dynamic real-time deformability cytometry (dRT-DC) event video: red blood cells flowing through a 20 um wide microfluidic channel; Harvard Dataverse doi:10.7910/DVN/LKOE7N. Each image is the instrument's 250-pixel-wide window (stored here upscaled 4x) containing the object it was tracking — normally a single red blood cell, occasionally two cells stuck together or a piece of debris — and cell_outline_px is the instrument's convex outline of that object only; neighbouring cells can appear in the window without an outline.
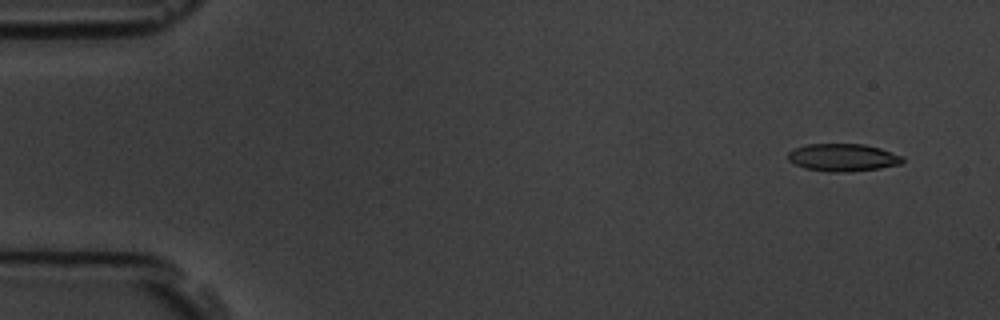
{"species": "common noctule bat (a hibernating species)", "species_latin": "Nyctalus noctula", "temperature_condition": "room temperature", "stored_images_in_passage": 5, "camera_frame_rate_fps": 3000, "um_per_image_px": 0.085, "animal": {"sex": "male", "body_mass_g": 19.5, "forearm_length_mm": 54.6}, "frame": {"image": 1, "passage_image": 1, "time_ms": 0.0, "image_size_px": [1000, 320], "cell_outline_px": [[904, 160], [900, 164], [880, 168], [848, 172], [828, 172], [804, 168], [788, 160], [788, 152], [796, 148], [808, 144], [864, 144], [880, 148], [904, 156]], "centroid_in_image_um": [71.66, 13.39], "position_along_channel_um": 13.3, "area_um2": 18.44}}
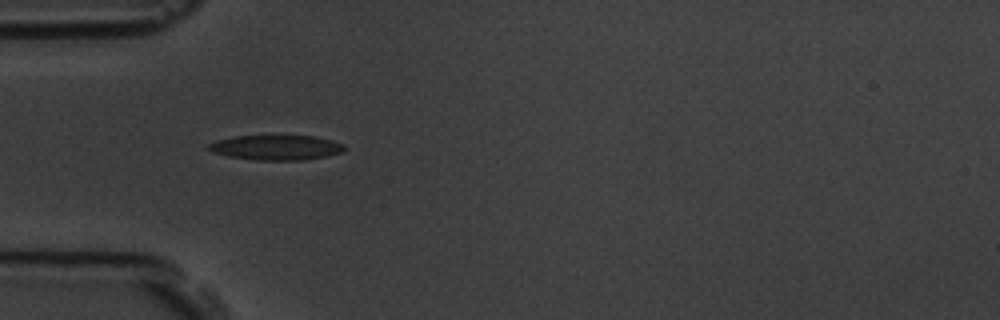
{"frame": {"image": 2, "passage_image": 4, "time_ms": 4.333, "image_size_px": [1000, 320], "cell_outline_px": [[344, 152], [304, 160], [256, 160], [228, 156], [212, 152], [208, 148], [208, 144], [220, 140], [236, 136], [316, 136], [332, 140], [344, 144]], "centroid_in_image_um": [23.51, 12.54], "position_along_channel_um": 61.5, "area_um2": 19.54}}
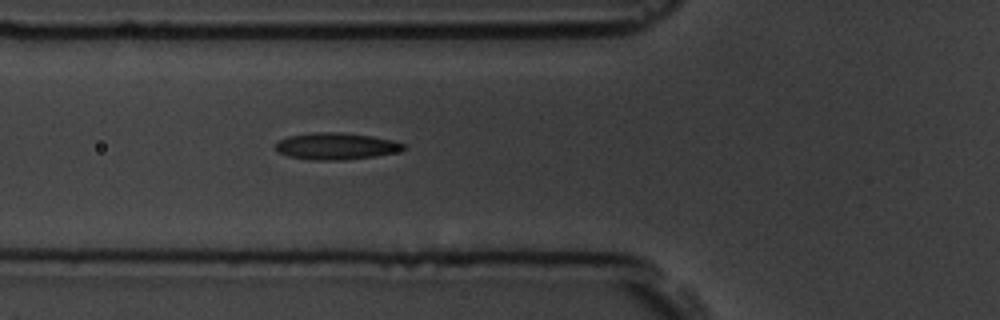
{"frame": {"image": 3, "passage_image": 5, "time_ms": 5.333, "image_size_px": [1000, 320], "cell_outline_px": [[408, 148], [396, 152], [376, 156], [344, 160], [308, 160], [288, 156], [276, 152], [276, 140], [288, 136], [312, 132], [340, 132], [372, 136], [392, 140], [404, 144]], "centroid_in_image_um": [28.53, 12.42], "position_along_channel_um": 97.3, "area_um2": 20.23}}